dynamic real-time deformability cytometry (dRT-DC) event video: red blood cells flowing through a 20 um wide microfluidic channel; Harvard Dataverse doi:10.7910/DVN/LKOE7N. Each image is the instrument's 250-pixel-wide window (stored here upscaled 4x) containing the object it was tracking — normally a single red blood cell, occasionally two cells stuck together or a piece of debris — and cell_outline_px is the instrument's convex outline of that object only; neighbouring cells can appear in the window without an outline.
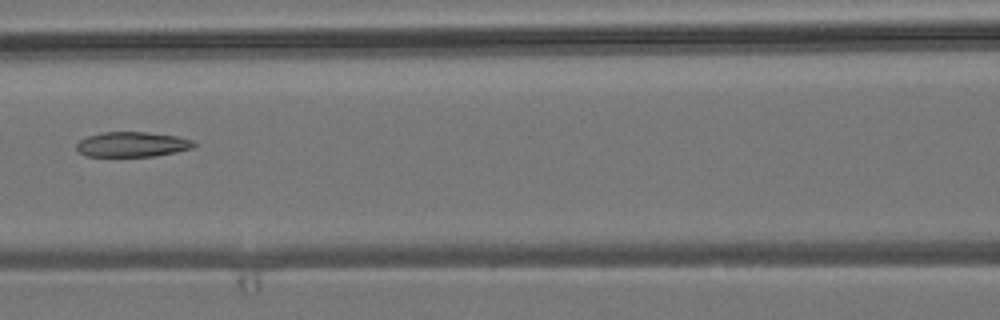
{"species": "common noctule bat (a hibernating species)", "species_latin": "Nyctalus noctula", "temperature_condition": "room temperature", "stored_images_in_passage": 5, "camera_frame_rate_fps": 3000, "um_per_image_px": 0.085, "animal": {"sex": "male", "body_mass_g": 19.2, "forearm_length_mm": 51.8}, "frame": {"image": 1, "passage_image": 4, "time_ms": 3.667, "image_size_px": [1000, 320], "cell_outline_px": [[196, 144], [192, 148], [176, 152], [156, 156], [84, 156], [76, 148], [76, 144], [80, 140], [88, 136], [104, 132], [144, 132], [176, 136], [192, 140]], "centroid_in_image_um": [11.23, 12.28], "position_along_channel_um": 155.4, "area_um2": 16.99}}
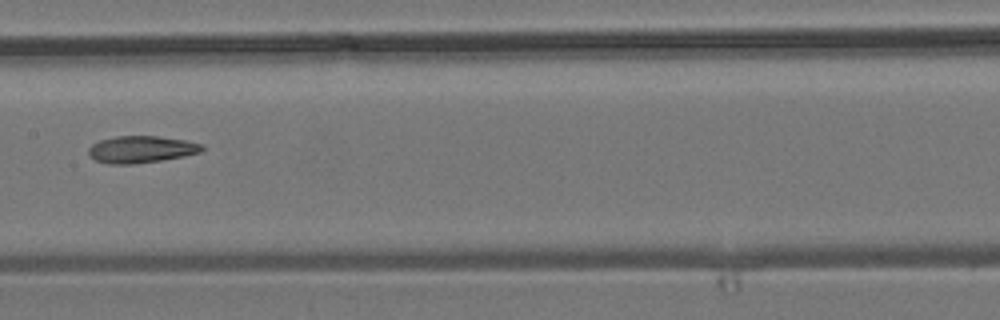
{"frame": {"image": 2, "passage_image": 5, "time_ms": 4.667, "image_size_px": [1000, 320], "cell_outline_px": [[204, 148], [200, 152], [184, 156], [160, 160], [132, 164], [108, 164], [96, 160], [88, 152], [88, 148], [92, 144], [100, 140], [116, 136], [156, 136], [184, 140], [204, 144]], "centroid_in_image_um": [12.0, 12.69], "position_along_channel_um": 195.4, "area_um2": 17.69}}